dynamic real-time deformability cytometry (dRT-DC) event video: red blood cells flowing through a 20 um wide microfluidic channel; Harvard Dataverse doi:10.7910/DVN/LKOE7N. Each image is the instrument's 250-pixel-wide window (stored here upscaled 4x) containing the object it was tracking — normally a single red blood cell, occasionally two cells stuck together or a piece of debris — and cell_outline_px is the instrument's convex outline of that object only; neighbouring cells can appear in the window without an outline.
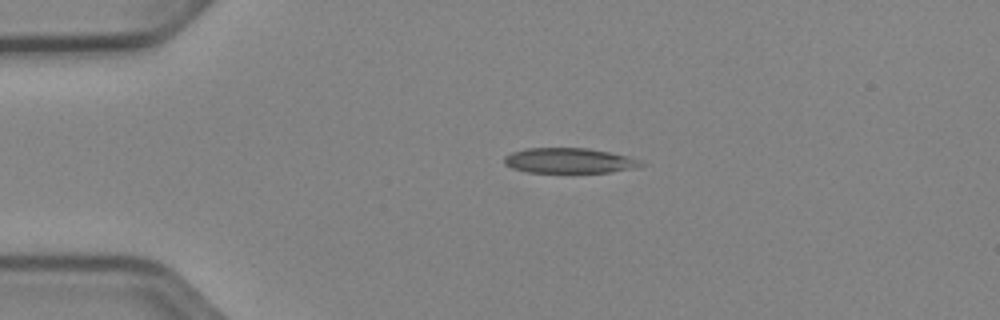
{"species": "Egyptian fruit bat (a non-hibernating species)", "species_latin": "Rousettus aegyptiacus", "temperature_condition": "cold", "stored_images_in_passage": 34, "camera_frame_rate_fps": 3000, "um_per_image_px": 0.085, "animal": {"sex": "female"}, "frame": {"image": 1, "passage_image": 1, "time_ms": 0.0, "image_size_px": [1000, 320], "cell_outline_px": [[648, 164], [636, 168], [612, 172], [528, 172], [512, 168], [504, 164], [504, 156], [512, 152], [524, 148], [588, 148], [628, 156], [640, 160]], "centroid_in_image_um": [48.4, 13.65], "position_along_channel_um": 36.6, "area_um2": 20.17}}
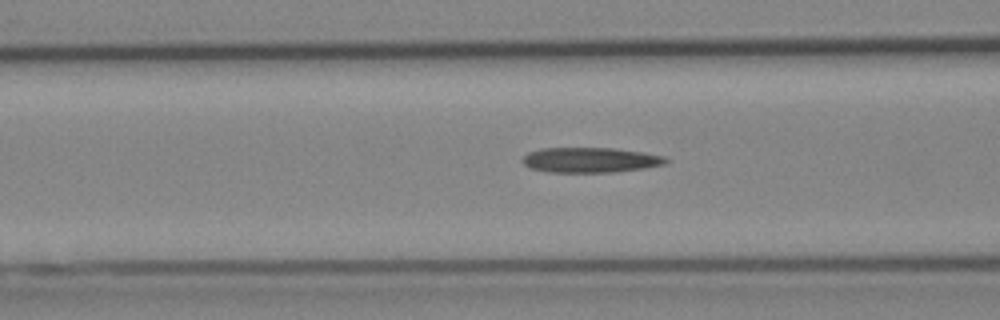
{"frame": {"image": 2, "passage_image": 10, "time_ms": 3.0, "image_size_px": [1000, 320], "cell_outline_px": [[668, 160], [664, 164], [644, 168], [616, 172], [548, 172], [532, 168], [524, 164], [520, 160], [528, 152], [540, 148], [612, 148], [644, 152], [664, 156]], "centroid_in_image_um": [50.16, 13.59], "position_along_channel_um": 116.4, "area_um2": 20.98}}
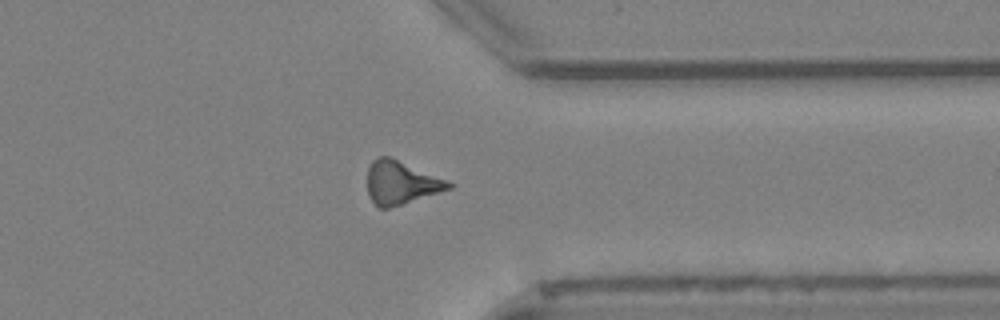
{"frame": {"image": 3, "passage_image": 30, "time_ms": 9.667, "image_size_px": [1000, 320], "cell_outline_px": [[456, 184], [452, 188], [388, 208], [380, 208], [372, 200], [368, 192], [368, 168], [372, 160], [376, 156], [388, 156], [448, 180]], "centroid_in_image_um": [34.09, 15.51], "position_along_channel_um": 377.3, "area_um2": 20.23}, "authors_computed_cell_mechanics": {"area_um2": 20.5768, "velocity_mm_per_s": 3.9647, "shape_relaxation_time_tau1_ms": 7.8465, "shape_relaxation_time_tau2_ms": null, "deformation_change_tau1": 0.1527, "deformation_change_tau2": null}}